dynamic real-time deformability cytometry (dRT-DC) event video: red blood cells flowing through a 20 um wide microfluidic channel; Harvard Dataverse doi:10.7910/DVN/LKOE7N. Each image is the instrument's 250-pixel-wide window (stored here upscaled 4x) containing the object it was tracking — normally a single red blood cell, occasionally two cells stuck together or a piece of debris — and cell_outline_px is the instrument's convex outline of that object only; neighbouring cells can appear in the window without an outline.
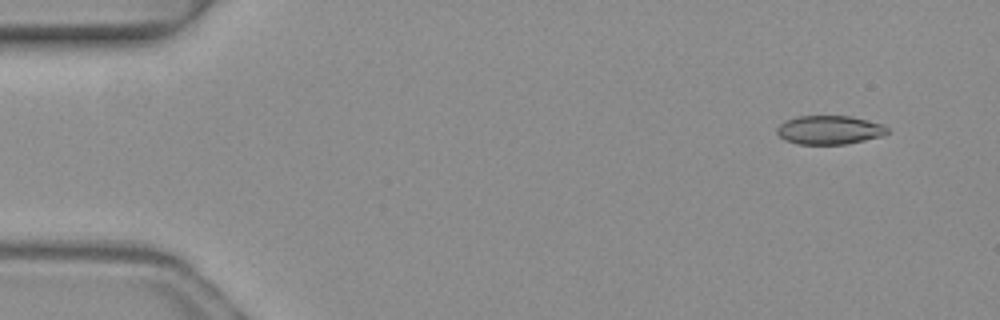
{"species": "common noctule bat (a hibernating species)", "species_latin": "Nyctalus noctula", "temperature_condition": "warm", "stored_images_in_passage": 5, "segment_of_instrument_passage": [1, 2], "camera_frame_rate_fps": 3000, "um_per_image_px": 0.085, "animal": {"sex": "female", "body_mass_g": 19.3, "forearm_length_mm": 54.1}, "frame": {"image": 1, "passage_image": 1, "time_ms": 0.0, "image_size_px": [1000, 320], "cell_outline_px": [[888, 132], [884, 136], [844, 144], [796, 144], [784, 140], [776, 132], [776, 128], [784, 120], [796, 116], [852, 116], [884, 124], [888, 128]], "centroid_in_image_um": [70.49, 11.04], "position_along_channel_um": 14.5, "area_um2": 18.73}}